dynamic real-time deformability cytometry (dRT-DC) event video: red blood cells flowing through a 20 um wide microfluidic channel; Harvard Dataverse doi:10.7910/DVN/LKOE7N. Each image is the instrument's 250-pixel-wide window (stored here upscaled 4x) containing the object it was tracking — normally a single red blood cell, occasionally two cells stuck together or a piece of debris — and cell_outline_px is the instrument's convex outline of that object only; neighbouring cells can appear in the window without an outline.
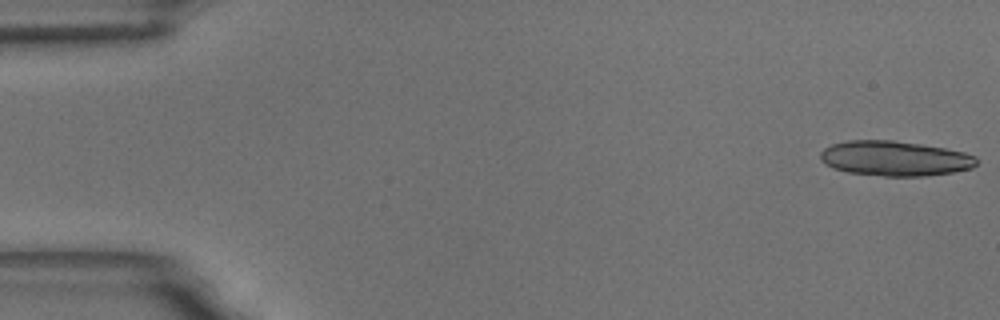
{"species": "common noctule bat (a hibernating species)", "species_latin": "Nyctalus noctula", "temperature_condition": "room temperature", "stored_images_in_passage": 17, "camera_frame_rate_fps": 3000, "um_per_image_px": 0.085, "animal": {"sex": "male", "body_mass_g": 18.8}, "frame": {"image": 1, "passage_image": 1, "time_ms": 0.0, "image_size_px": [1000, 320], "cell_outline_px": [[976, 164], [972, 168], [952, 172], [924, 176], [884, 176], [848, 172], [832, 168], [824, 164], [820, 160], [820, 152], [824, 148], [832, 144], [848, 140], [892, 140], [920, 144], [944, 148], [964, 152], [976, 156]], "centroid_in_image_um": [76.02, 13.46], "position_along_channel_um": 9.0, "area_um2": 31.85}}